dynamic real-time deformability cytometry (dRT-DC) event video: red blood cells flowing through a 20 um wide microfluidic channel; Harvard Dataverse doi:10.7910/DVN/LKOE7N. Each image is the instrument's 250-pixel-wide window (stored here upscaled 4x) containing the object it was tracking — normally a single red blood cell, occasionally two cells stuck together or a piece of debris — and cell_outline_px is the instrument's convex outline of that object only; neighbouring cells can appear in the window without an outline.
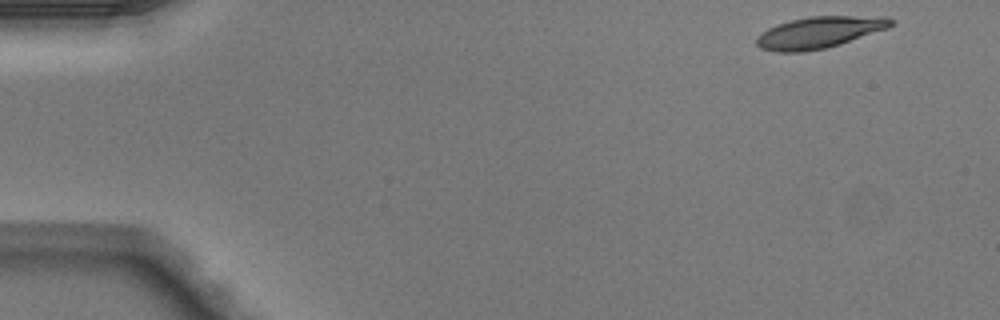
{"species": "Egyptian fruit bat (a non-hibernating species)", "species_latin": "Rousettus aegyptiacus", "temperature_condition": "warm", "stored_images_in_passage": 46, "camera_frame_rate_fps": 3000, "um_per_image_px": 0.085, "animal": {"sex": "male"}, "frame": {"image": 1, "passage_image": 1, "time_ms": 0.0, "image_size_px": [1000, 320], "cell_outline_px": [[896, 20], [888, 28], [828, 48], [804, 52], [776, 52], [760, 48], [756, 44], [756, 36], [768, 28], [776, 24], [792, 20], [812, 16], [888, 16]], "centroid_in_image_um": [69.64, 2.75], "position_along_channel_um": 15.4, "area_um2": 24.91}}
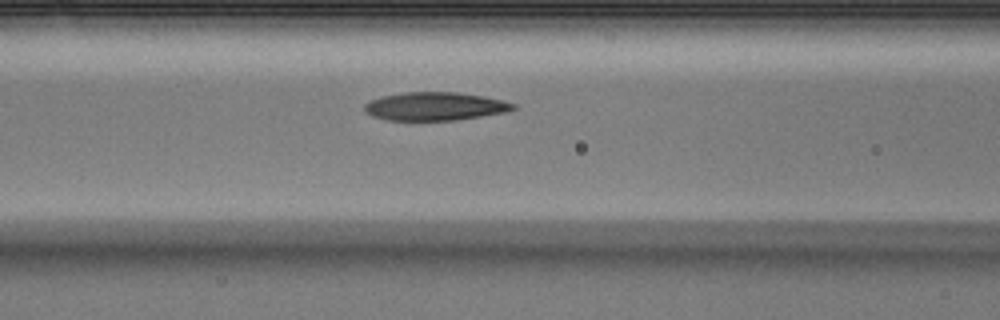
{"frame": {"image": 2, "passage_image": 18, "time_ms": 5.667, "image_size_px": [1000, 320], "cell_outline_px": [[516, 108], [508, 112], [456, 120], [384, 120], [372, 116], [364, 112], [364, 104], [368, 100], [380, 96], [404, 92], [456, 92], [484, 96], [516, 104]], "centroid_in_image_um": [36.93, 9.04], "position_along_channel_um": 129.7, "area_um2": 24.74}}
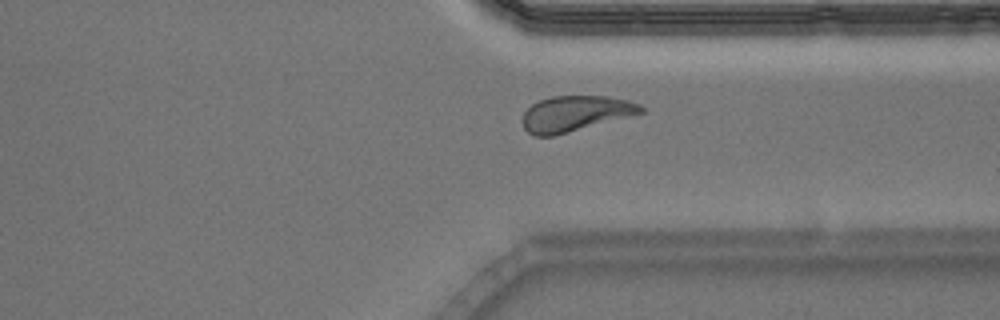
{"frame": {"image": 3, "passage_image": 35, "time_ms": 11.333, "image_size_px": [1000, 320], "cell_outline_px": [[644, 112], [552, 136], [532, 136], [524, 128], [520, 120], [524, 112], [532, 104], [540, 100], [552, 96], [604, 96], [628, 100], [640, 104], [644, 108]], "centroid_in_image_um": [48.84, 9.65], "position_along_channel_um": 362.6, "area_um2": 24.33}, "authors_computed_cell_mechanics": {"area_um2": 24.9118, "velocity_mm_per_s": 4.1046, "shape_relaxation_time_tau1_ms": 5.1817, "shape_relaxation_time_tau2_ms": 2.6848, "deformation_change_tau1": 0.1947, "deformation_change_tau2": 0.107}}